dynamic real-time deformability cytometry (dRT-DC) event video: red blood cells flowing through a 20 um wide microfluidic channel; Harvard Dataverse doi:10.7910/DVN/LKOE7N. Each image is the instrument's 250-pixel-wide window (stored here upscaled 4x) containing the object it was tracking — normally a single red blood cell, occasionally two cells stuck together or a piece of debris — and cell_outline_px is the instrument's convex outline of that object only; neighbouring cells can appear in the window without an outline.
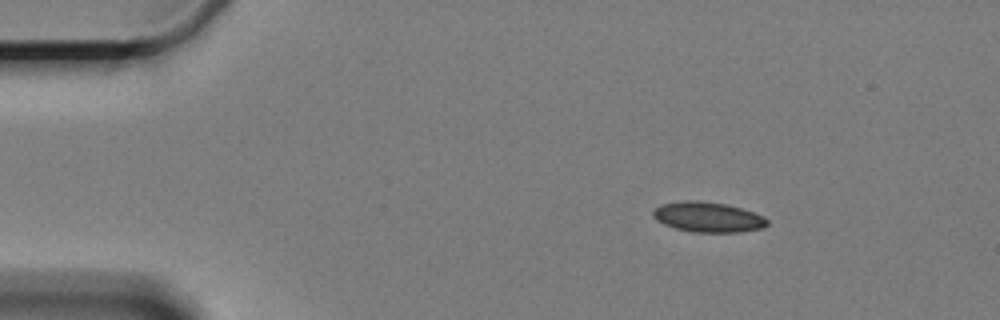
{"species": "Egyptian fruit bat (a non-hibernating species)", "species_latin": "Rousettus aegyptiacus", "temperature_condition": "cold", "stored_images_in_passage": 5, "segment_of_instrument_passage": [2, 2], "camera_frame_rate_fps": 3000, "um_per_image_px": 0.085, "animal": {"sex": "female"}, "frame": {"image": 1, "passage_image": 5, "time_ms": 6.333, "image_size_px": [1000, 320], "cell_outline_px": [[768, 224], [764, 228], [740, 232], [692, 232], [676, 228], [664, 224], [656, 220], [652, 216], [652, 208], [660, 204], [680, 200], [700, 200], [728, 204], [764, 216], [768, 220]], "centroid_in_image_um": [60.14, 18.43], "position_along_channel_um": 24.9, "area_um2": 20.4}}